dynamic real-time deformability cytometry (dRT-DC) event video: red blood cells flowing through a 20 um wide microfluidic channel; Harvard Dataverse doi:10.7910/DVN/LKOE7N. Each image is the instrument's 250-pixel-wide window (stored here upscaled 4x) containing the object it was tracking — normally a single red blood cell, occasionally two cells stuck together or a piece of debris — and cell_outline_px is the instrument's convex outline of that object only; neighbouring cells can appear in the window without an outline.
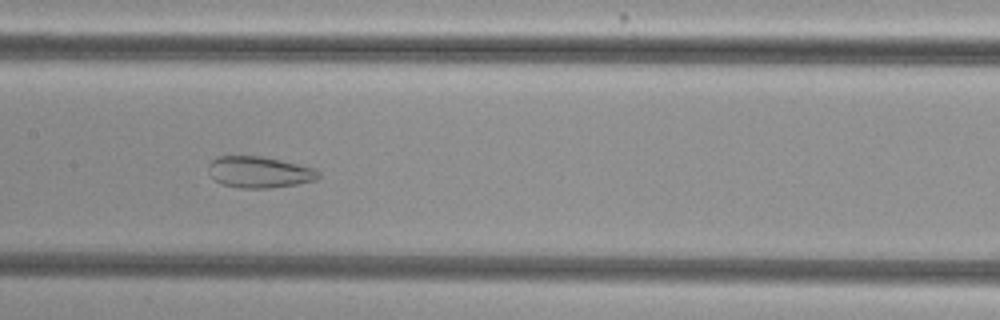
{"species": "common noctule bat (a hibernating species)", "species_latin": "Nyctalus noctula", "temperature_condition": "cold", "stored_images_in_passage": 50, "camera_frame_rate_fps": 3000, "um_per_image_px": 0.085, "animal": {"sex": "female", "body_mass_g": 29.2, "forearm_length_mm": 56.3}, "frame": {"image": 1, "passage_image": 23, "time_ms": 7.333, "image_size_px": [1000, 320], "cell_outline_px": [[320, 176], [316, 180], [296, 184], [268, 188], [240, 188], [224, 184], [216, 180], [208, 172], [208, 164], [216, 156], [260, 156], [280, 160], [316, 168], [320, 172]], "centroid_in_image_um": [22.05, 14.62], "position_along_channel_um": 185.3, "area_um2": 20.06}}
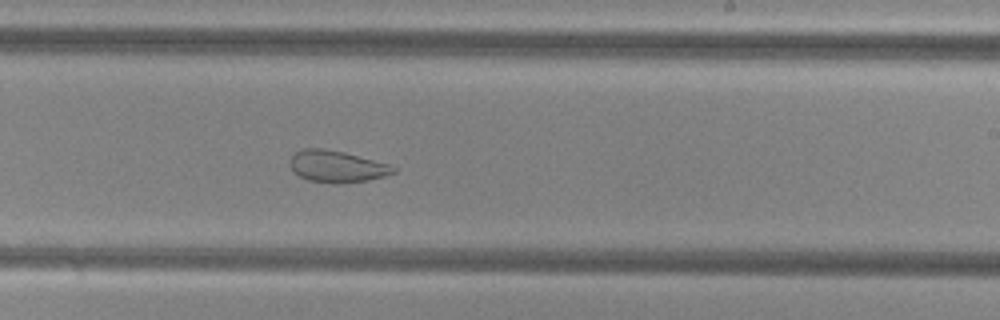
{"frame": {"image": 2, "passage_image": 29, "time_ms": 9.333, "image_size_px": [1000, 320], "cell_outline_px": [[396, 172], [384, 176], [368, 180], [336, 184], [332, 184], [308, 180], [300, 176], [292, 168], [288, 160], [296, 152], [304, 148], [324, 148], [344, 152], [388, 164], [396, 168]], "centroid_in_image_um": [28.62, 14.15], "position_along_channel_um": 260.4, "area_um2": 19.02}}
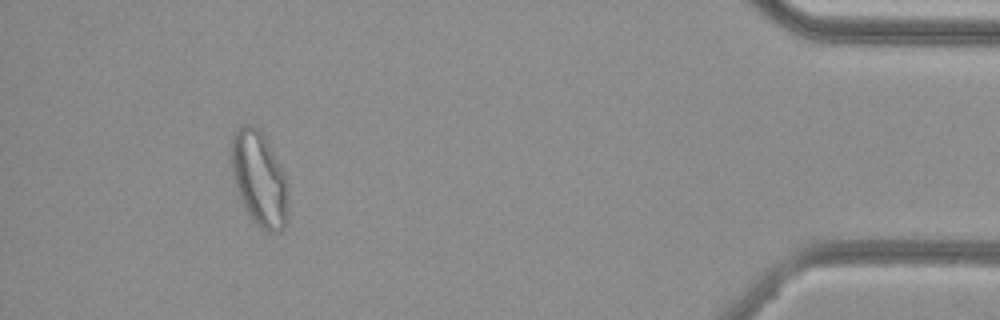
{"frame": {"image": 3, "passage_image": 46, "time_ms": 15.0, "image_size_px": [1000, 320], "cell_outline_px": [[288, 220], [284, 228], [280, 232], [264, 232], [248, 216], [240, 200], [232, 172], [232, 136], [236, 128], [244, 124], [252, 124], [264, 136], [288, 184]], "centroid_in_image_um": [22.04, 15.28], "position_along_channel_um": 413.2, "area_um2": 31.33}, "authors_computed_cell_mechanics": {"area_um2": 28.0908, "velocity_mm_per_s": 3.7643, "shape_relaxation_time_tau1_ms": null, "shape_relaxation_time_tau2_ms": 1.475, "deformation_change_tau1": null, "deformation_change_tau2": 0.0779}}